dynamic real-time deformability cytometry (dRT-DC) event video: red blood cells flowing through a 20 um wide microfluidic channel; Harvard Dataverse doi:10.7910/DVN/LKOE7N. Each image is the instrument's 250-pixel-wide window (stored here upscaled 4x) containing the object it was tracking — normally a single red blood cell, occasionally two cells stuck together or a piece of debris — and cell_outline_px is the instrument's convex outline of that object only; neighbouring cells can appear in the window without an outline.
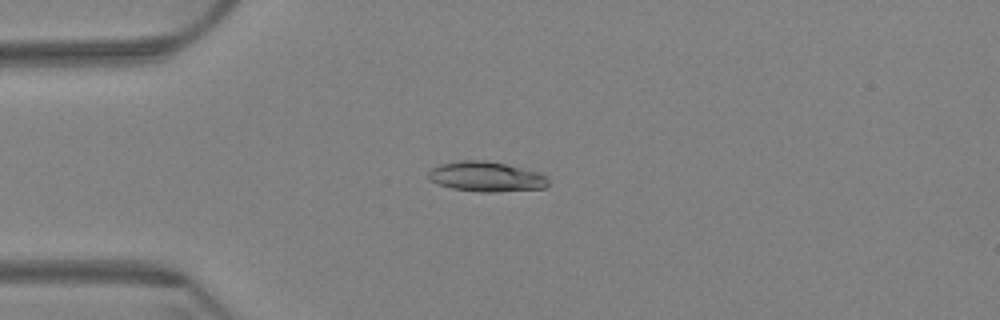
{"species": "Egyptian fruit bat (a non-hibernating species)", "species_latin": "Rousettus aegyptiacus", "temperature_condition": "warm", "stored_images_in_passage": 6, "camera_frame_rate_fps": 3000, "um_per_image_px": 0.085, "animal": {"sex": "female"}, "frame": {"image": 1, "passage_image": 4, "time_ms": 1.0, "image_size_px": [1000, 320], "cell_outline_px": [[548, 184], [544, 188], [492, 192], [480, 192], [452, 188], [436, 184], [428, 176], [428, 172], [432, 168], [440, 164], [460, 160], [484, 160], [504, 164], [540, 172], [548, 176]], "centroid_in_image_um": [41.33, 15.01], "position_along_channel_um": 43.7, "area_um2": 20.92}}
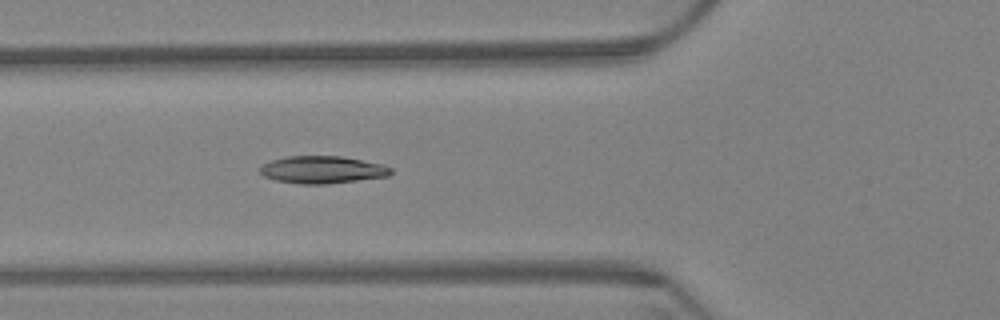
{"frame": {"image": 2, "passage_image": 6, "time_ms": 1.667, "image_size_px": [1000, 320], "cell_outline_px": [[392, 172], [388, 176], [328, 184], [300, 184], [276, 180], [264, 176], [260, 172], [260, 168], [264, 164], [272, 160], [288, 156], [340, 156], [384, 164], [392, 168]], "centroid_in_image_um": [27.42, 14.43], "position_along_channel_um": 98.4, "area_um2": 20.81}}